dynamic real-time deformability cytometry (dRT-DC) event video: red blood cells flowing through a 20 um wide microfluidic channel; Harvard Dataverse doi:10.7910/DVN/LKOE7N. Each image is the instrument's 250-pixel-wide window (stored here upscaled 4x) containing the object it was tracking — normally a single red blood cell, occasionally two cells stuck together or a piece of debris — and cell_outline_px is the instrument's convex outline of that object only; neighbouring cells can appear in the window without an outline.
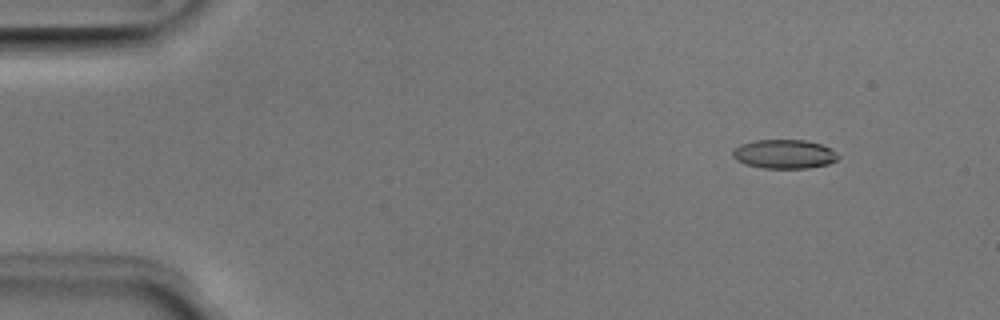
{"species": "Egyptian fruit bat (a non-hibernating species)", "species_latin": "Rousettus aegyptiacus", "temperature_condition": "room temperature", "stored_images_in_passage": 52, "camera_frame_rate_fps": 3000, "um_per_image_px": 0.085, "animal": {"sex": "male"}, "frame": {"image": 1, "passage_image": 6, "time_ms": 1.667, "image_size_px": [1000, 320], "cell_outline_px": [[840, 156], [836, 160], [828, 164], [808, 168], [764, 168], [744, 164], [736, 160], [732, 156], [732, 152], [740, 144], [756, 140], [804, 140], [820, 144], [832, 148]], "centroid_in_image_um": [66.67, 13.1], "position_along_channel_um": 18.3, "area_um2": 17.86}}
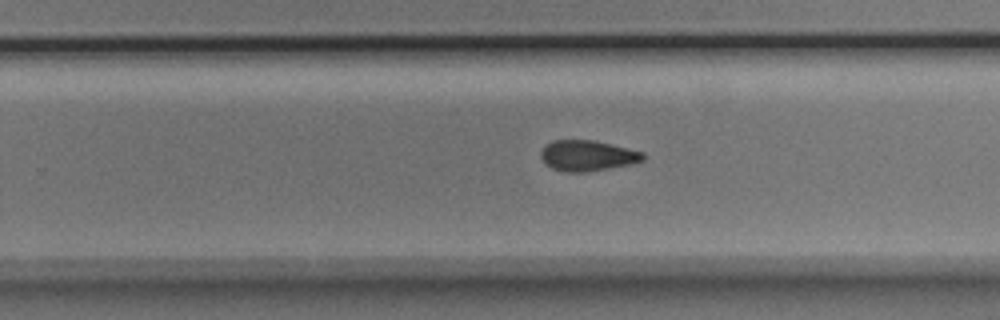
{"frame": {"image": 2, "passage_image": 33, "time_ms": 10.667, "image_size_px": [1000, 320], "cell_outline_px": [[644, 160], [628, 164], [608, 168], [584, 172], [564, 172], [552, 168], [540, 156], [540, 152], [544, 144], [552, 140], [592, 140], [644, 152]], "centroid_in_image_um": [49.89, 13.22], "position_along_channel_um": 279.9, "area_um2": 18.03}}
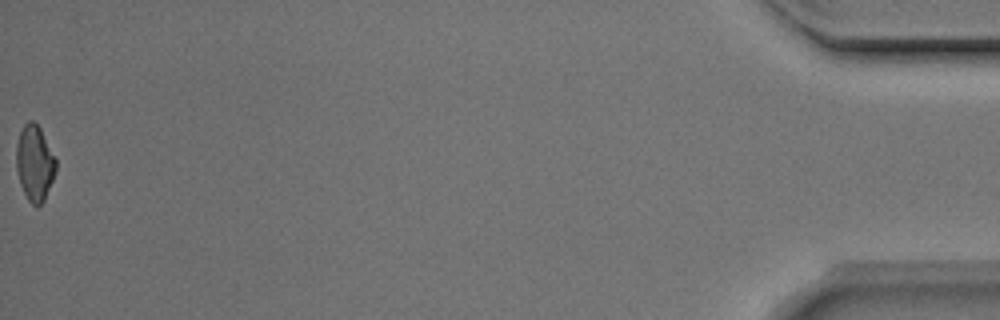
{"frame": {"image": 3, "passage_image": 52, "time_ms": 17.0, "image_size_px": [1000, 320], "cell_outline_px": [[56, 172], [44, 200], [40, 204], [32, 204], [28, 200], [20, 184], [16, 168], [16, 144], [20, 132], [24, 124], [28, 120], [32, 120], [40, 128], [56, 160]], "centroid_in_image_um": [2.93, 13.85], "position_along_channel_um": 432.3, "area_um2": 17.28}, "authors_computed_cell_mechanics": {"area_um2": 18.1781, "velocity_mm_per_s": 3.9721, "shape_relaxation_time_tau1_ms": 6.9789, "shape_relaxation_time_tau2_ms": 4.7754, "deformation_change_tau1": 0.144, "deformation_change_tau2": 0.1169}}